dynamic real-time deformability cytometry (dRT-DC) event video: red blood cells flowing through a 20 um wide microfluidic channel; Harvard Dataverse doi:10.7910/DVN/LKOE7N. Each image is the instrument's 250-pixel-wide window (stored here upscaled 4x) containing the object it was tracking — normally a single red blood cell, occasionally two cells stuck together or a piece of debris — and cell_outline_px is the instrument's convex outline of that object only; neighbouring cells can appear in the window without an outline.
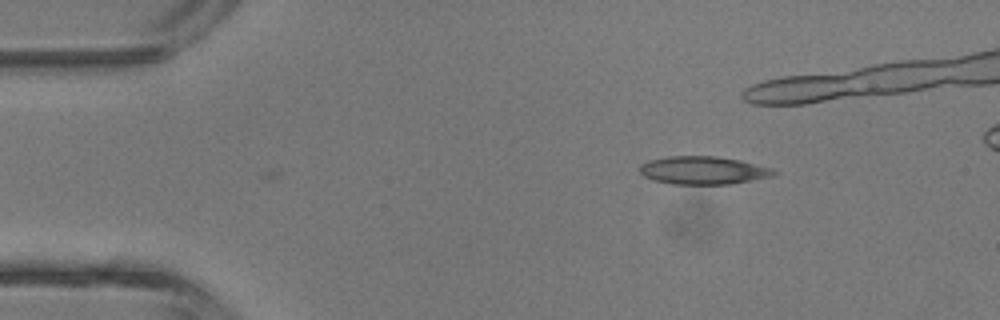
{"species": "common noctule bat (a hibernating species)", "species_latin": "Nyctalus noctula", "temperature_condition": "room temperature", "stored_images_in_passage": 3, "camera_frame_rate_fps": 3000, "um_per_image_px": 0.085, "animal": {"sex": "male", "body_mass_g": 13.3}, "frame": {"image": 1, "passage_image": 3, "time_ms": 2.0, "image_size_px": [1000, 320], "cell_outline_px": [[780, 172], [772, 176], [732, 184], [672, 184], [656, 180], [644, 176], [640, 172], [640, 164], [648, 160], [668, 156], [716, 156], [740, 160], [772, 168]], "centroid_in_image_um": [59.79, 14.47], "position_along_channel_um": 25.2, "area_um2": 21.91}}